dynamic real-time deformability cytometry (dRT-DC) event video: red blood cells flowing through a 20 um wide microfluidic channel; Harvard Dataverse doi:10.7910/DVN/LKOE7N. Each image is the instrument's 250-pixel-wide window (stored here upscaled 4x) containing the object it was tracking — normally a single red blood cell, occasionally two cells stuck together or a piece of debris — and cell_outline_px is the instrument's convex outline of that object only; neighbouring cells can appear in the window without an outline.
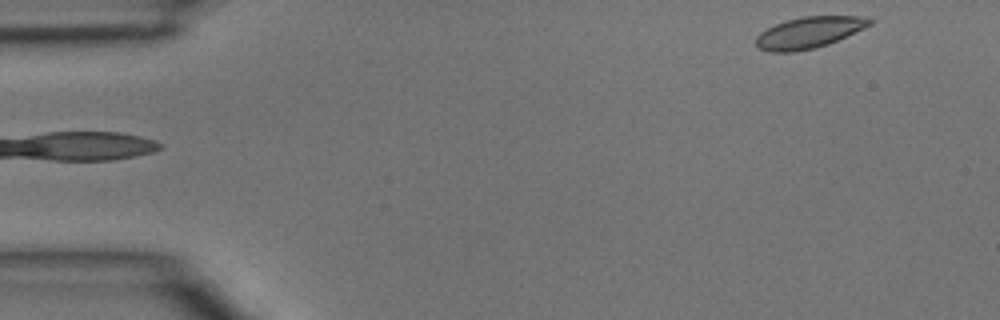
{"species": "common noctule bat (a hibernating species)", "species_latin": "Nyctalus noctula", "temperature_condition": "room temperature", "stored_images_in_passage": 2, "camera_frame_rate_fps": 3000, "um_per_image_px": 0.085, "animal": {"sex": "male", "body_mass_g": 15.6}, "frame": {"image": 1, "passage_image": 2, "time_ms": 2.333, "image_size_px": [1000, 320], "cell_outline_px": [[872, 24], [828, 44], [816, 48], [792, 52], [768, 52], [760, 48], [756, 44], [756, 36], [760, 32], [776, 24], [788, 20], [804, 16], [860, 16], [872, 20]], "centroid_in_image_um": [68.74, 2.77], "position_along_channel_um": 16.3, "area_um2": 20.46}}